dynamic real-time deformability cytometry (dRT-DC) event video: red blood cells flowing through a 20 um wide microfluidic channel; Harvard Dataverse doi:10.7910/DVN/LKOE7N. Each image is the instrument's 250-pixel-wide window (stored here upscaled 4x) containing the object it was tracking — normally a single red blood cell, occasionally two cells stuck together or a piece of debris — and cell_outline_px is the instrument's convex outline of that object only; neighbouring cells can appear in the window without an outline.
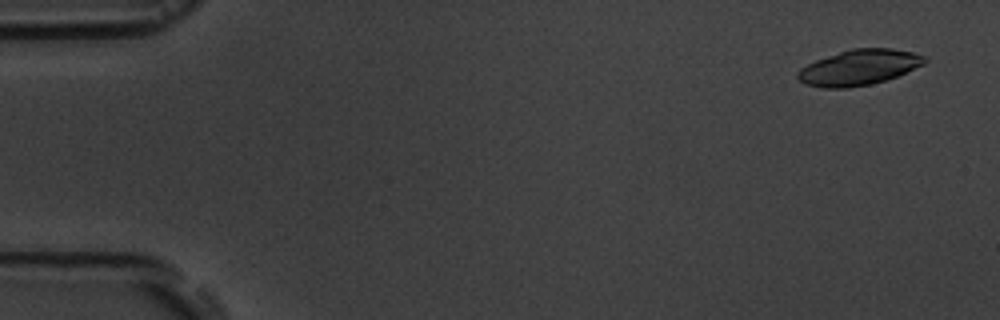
{"species": "common noctule bat (a hibernating species)", "species_latin": "Nyctalus noctula", "temperature_condition": "room temperature", "stored_images_in_passage": 5, "camera_frame_rate_fps": 3000, "um_per_image_px": 0.085, "animal": {"sex": "male", "body_mass_g": 19.5, "forearm_length_mm": 54.6}, "frame": {"image": 1, "passage_image": 1, "time_ms": 0.0, "image_size_px": [1000, 320], "cell_outline_px": [[928, 60], [924, 64], [896, 76], [872, 84], [848, 88], [824, 88], [804, 84], [796, 76], [796, 72], [800, 68], [816, 60], [852, 48], [892, 48], [912, 52], [924, 56]], "centroid_in_image_um": [73.0, 5.73], "position_along_channel_um": 12.0, "area_um2": 26.13}}